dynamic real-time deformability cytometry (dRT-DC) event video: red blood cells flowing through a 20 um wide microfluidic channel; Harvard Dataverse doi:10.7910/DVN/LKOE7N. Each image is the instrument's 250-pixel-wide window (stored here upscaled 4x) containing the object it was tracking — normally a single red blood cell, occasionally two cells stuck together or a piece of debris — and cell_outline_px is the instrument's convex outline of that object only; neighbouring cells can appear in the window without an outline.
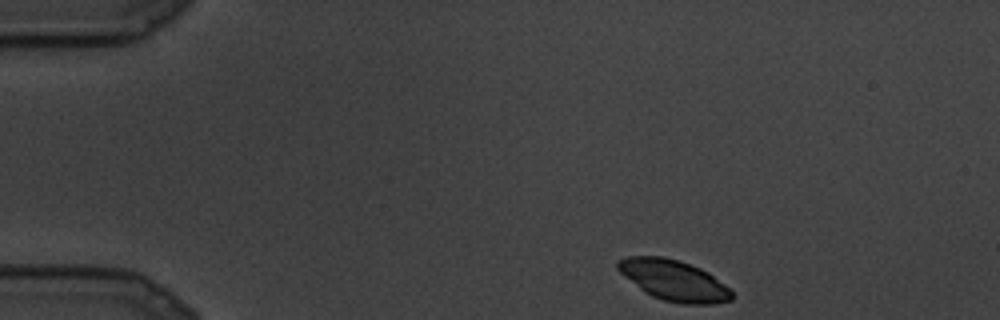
{"species": "common noctule bat (a hibernating species)", "species_latin": "Nyctalus noctula", "temperature_condition": "cold", "stored_images_in_passage": 8, "segment_of_instrument_passage": [1, 2], "camera_frame_rate_fps": 3000, "um_per_image_px": 0.085, "animal": {"sex": "male", "body_mass_g": 19.5, "forearm_length_mm": 54.6}, "frame": {"image": 1, "passage_image": 1, "time_ms": 0.0, "image_size_px": [1000, 320], "cell_outline_px": [[732, 300], [712, 304], [680, 304], [664, 300], [652, 296], [644, 292], [624, 276], [616, 268], [616, 260], [628, 256], [664, 256], [700, 268], [708, 272], [724, 284], [732, 292]], "centroid_in_image_um": [57.24, 23.83], "position_along_channel_um": 27.8, "area_um2": 26.93}}
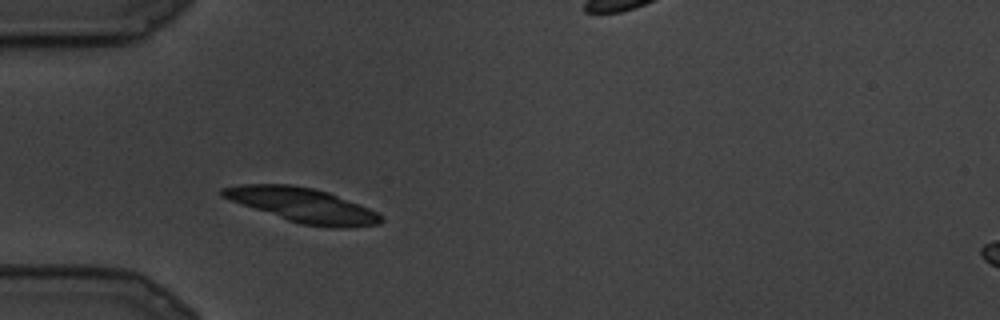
{"frame": {"image": 2, "passage_image": 5, "time_ms": 1.333, "image_size_px": [1000, 320], "cell_outline_px": [[384, 220], [380, 224], [348, 228], [332, 228], [300, 224], [288, 220], [220, 196], [220, 188], [240, 184], [292, 184], [312, 188], [328, 192], [360, 204], [384, 216]], "centroid_in_image_um": [25.77, 17.44], "position_along_channel_um": 59.2, "area_um2": 31.67}}